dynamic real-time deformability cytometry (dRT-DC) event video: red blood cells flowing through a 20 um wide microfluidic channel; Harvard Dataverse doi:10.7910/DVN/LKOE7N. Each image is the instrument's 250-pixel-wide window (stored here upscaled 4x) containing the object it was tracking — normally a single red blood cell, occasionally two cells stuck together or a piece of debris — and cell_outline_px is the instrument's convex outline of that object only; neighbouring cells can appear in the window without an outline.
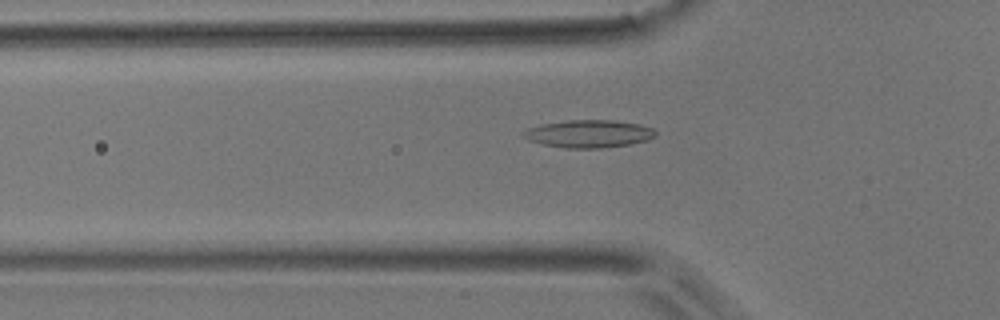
{"species": "common noctule bat (a hibernating species)", "species_latin": "Nyctalus noctula", "temperature_condition": "room temperature", "stored_images_in_passage": 34, "camera_frame_rate_fps": 3000, "um_per_image_px": 0.085, "animal": {"sex": "male", "body_mass_g": 17.9}, "frame": {"image": 1, "passage_image": 3, "time_ms": 0.667, "image_size_px": [1000, 320], "cell_outline_px": [[656, 136], [648, 140], [628, 144], [600, 148], [564, 148], [544, 144], [528, 140], [520, 136], [520, 132], [528, 128], [540, 124], [568, 120], [612, 120], [636, 124], [652, 128], [656, 132]], "centroid_in_image_um": [49.98, 11.37], "position_along_channel_um": 75.8, "area_um2": 21.27}}
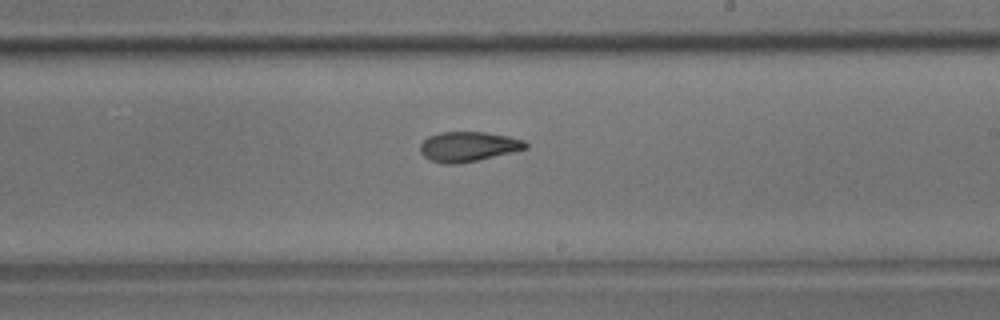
{"frame": {"image": 2, "passage_image": 17, "time_ms": 5.333, "image_size_px": [1000, 320], "cell_outline_px": [[528, 148], [512, 152], [476, 160], [456, 164], [444, 164], [432, 160], [424, 156], [420, 152], [420, 144], [428, 136], [440, 132], [484, 132], [508, 136], [524, 140], [528, 144]], "centroid_in_image_um": [39.79, 12.45], "position_along_channel_um": 249.2, "area_um2": 18.21}}
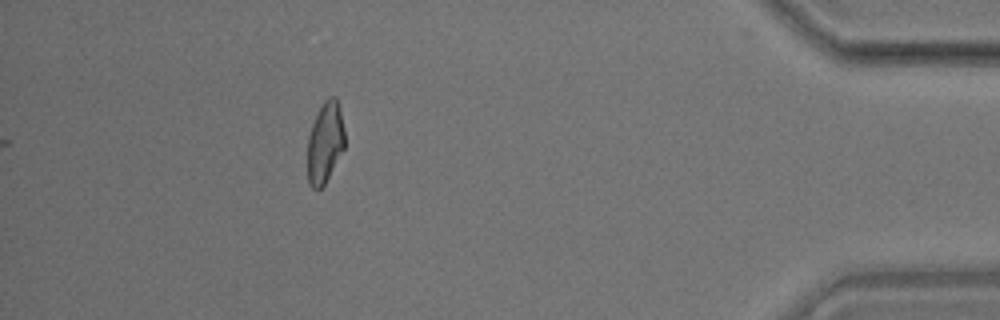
{"frame": {"image": 3, "passage_image": 34, "time_ms": 11.0, "image_size_px": [1000, 320], "cell_outline_px": [[344, 148], [324, 184], [316, 192], [308, 184], [308, 136], [312, 124], [324, 100], [328, 96], [336, 96], [340, 108], [344, 128]], "centroid_in_image_um": [27.62, 12.11], "position_along_channel_um": 407.6, "area_um2": 17.51}, "authors_computed_cell_mechanics": {"area_um2": 18.1492, "velocity_mm_per_s": 3.6936, "shape_relaxation_time_tau1_ms": 6.6092, "shape_relaxation_time_tau2_ms": 3.922, "deformation_change_tau1": 0.1914, "deformation_change_tau2": 0.1097}}